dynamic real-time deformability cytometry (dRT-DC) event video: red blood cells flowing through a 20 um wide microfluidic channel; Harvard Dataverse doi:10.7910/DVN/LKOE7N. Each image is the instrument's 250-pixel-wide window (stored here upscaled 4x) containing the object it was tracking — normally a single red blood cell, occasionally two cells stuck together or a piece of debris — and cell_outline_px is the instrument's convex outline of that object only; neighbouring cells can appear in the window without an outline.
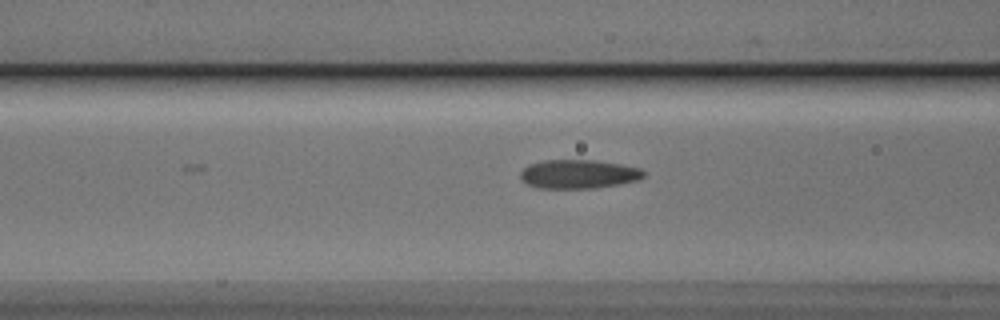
{"species": "Egyptian fruit bat (a non-hibernating species)", "species_latin": "Rousettus aegyptiacus", "temperature_condition": "cold", "stored_images_in_passage": 6, "camera_frame_rate_fps": 3000, "um_per_image_px": 0.085, "animal": {"sex": "male"}, "frame": {"image": 1, "passage_image": 6, "time_ms": 1.667, "image_size_px": [1000, 320], "cell_outline_px": [[644, 176], [640, 180], [596, 188], [536, 188], [520, 180], [520, 172], [528, 164], [544, 160], [596, 160], [620, 164], [640, 168], [644, 172]], "centroid_in_image_um": [49.15, 14.8], "position_along_channel_um": 117.4, "area_um2": 20.87}}